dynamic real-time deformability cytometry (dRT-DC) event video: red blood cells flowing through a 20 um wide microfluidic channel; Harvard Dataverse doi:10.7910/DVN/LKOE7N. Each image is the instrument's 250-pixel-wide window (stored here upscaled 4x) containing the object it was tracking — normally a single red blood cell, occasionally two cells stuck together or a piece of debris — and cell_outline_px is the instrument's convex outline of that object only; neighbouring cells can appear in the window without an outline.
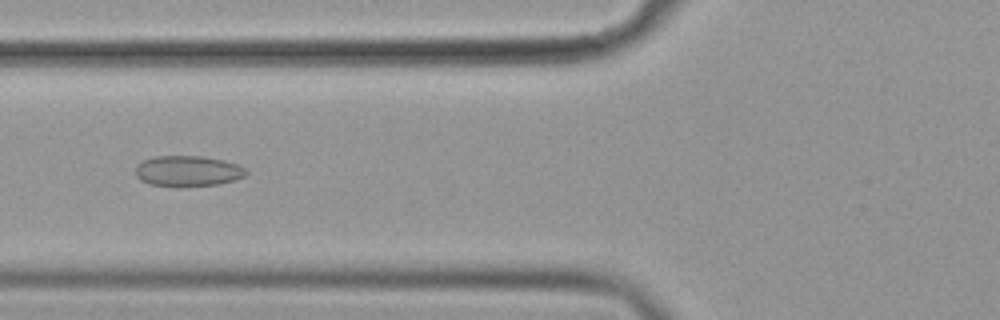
{"species": "common noctule bat (a hibernating species)", "species_latin": "Nyctalus noctula", "temperature_condition": "cold", "stored_images_in_passage": 46, "camera_frame_rate_fps": 3000, "um_per_image_px": 0.085, "animal": {"sex": "female", "body_mass_g": 19.9}, "frame": {"image": 1, "passage_image": 12, "time_ms": 3.667, "image_size_px": [1000, 320], "cell_outline_px": [[248, 172], [244, 176], [236, 180], [216, 184], [180, 188], [176, 188], [148, 184], [140, 180], [136, 176], [136, 164], [144, 160], [156, 156], [200, 156], [224, 160], [236, 164], [244, 168]], "centroid_in_image_um": [15.93, 14.56], "position_along_channel_um": 109.9, "area_um2": 20.11}}
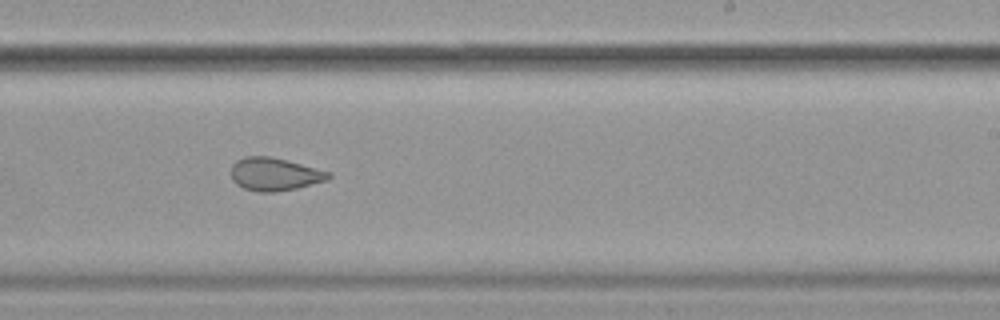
{"frame": {"image": 2, "passage_image": 25, "time_ms": 8.0, "image_size_px": [1000, 320], "cell_outline_px": [[332, 176], [328, 180], [296, 188], [276, 192], [260, 192], [244, 188], [236, 184], [232, 180], [232, 164], [236, 160], [244, 156], [272, 156], [332, 172]], "centroid_in_image_um": [23.35, 14.8], "position_along_channel_um": 265.6, "area_um2": 18.84}}
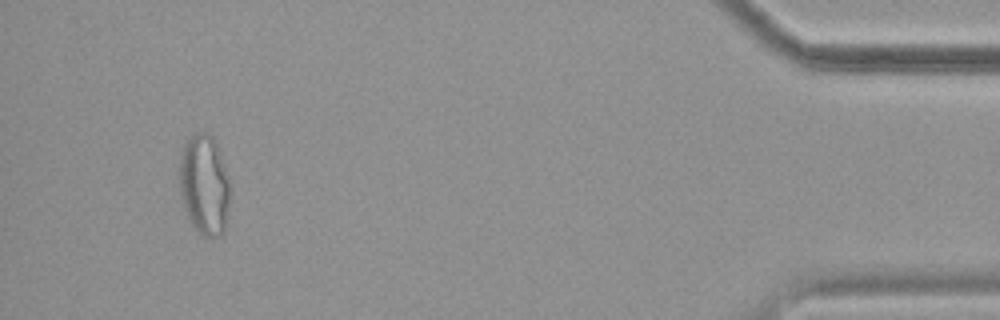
{"frame": {"image": 3, "passage_image": 43, "time_ms": 14.0, "image_size_px": [1000, 320], "cell_outline_px": [[228, 204], [224, 232], [220, 236], [212, 240], [196, 232], [184, 208], [180, 196], [180, 152], [184, 144], [196, 132], [208, 132], [212, 136], [216, 144], [228, 176]], "centroid_in_image_um": [17.35, 15.75], "position_along_channel_um": 417.9, "area_um2": 29.54}, "authors_computed_cell_mechanics": {"area_um2": 20.9814, "velocity_mm_per_s": 3.5994, "shape_relaxation_time_tau1_ms": null, "shape_relaxation_time_tau2_ms": 1.9407, "deformation_change_tau1": null, "deformation_change_tau2": 0.0674}}